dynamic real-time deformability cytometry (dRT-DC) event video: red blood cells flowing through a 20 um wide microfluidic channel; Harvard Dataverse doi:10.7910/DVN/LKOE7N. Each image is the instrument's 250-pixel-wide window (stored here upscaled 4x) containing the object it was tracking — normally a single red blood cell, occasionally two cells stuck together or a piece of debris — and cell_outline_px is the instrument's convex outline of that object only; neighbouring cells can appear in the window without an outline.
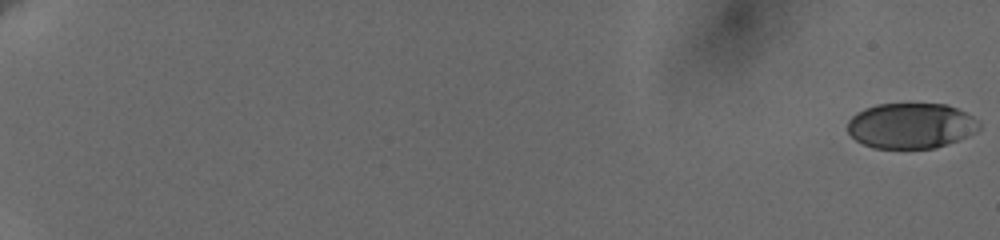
{"species": "human", "species_latin": "Homo sapiens", "temperature_condition": "cold", "stored_images_in_passage": 17, "camera_frame_rate_fps": 3000, "um_per_image_px": 0.085, "donor": {"sex": "female"}, "frame": {"image": 1, "passage_image": 1, "time_ms": 0.0, "image_size_px": [1000, 240], "cell_outline_px": [[980, 128], [956, 140], [936, 148], [872, 148], [856, 140], [848, 132], [848, 120], [856, 112], [864, 108], [876, 104], [944, 104], [956, 108], [972, 116], [980, 124]], "centroid_in_image_um": [77.37, 10.68], "position_along_channel_um": 7.6, "area_um2": 34.56}}
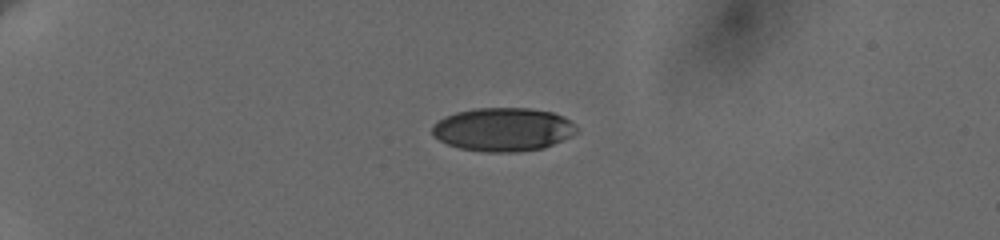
{"frame": {"image": 2, "passage_image": 10, "time_ms": 5.667, "image_size_px": [1000, 240], "cell_outline_px": [[576, 132], [544, 148], [516, 152], [484, 152], [460, 148], [448, 144], [432, 136], [432, 128], [444, 116], [456, 112], [472, 108], [528, 108], [552, 112], [564, 116], [576, 128]], "centroid_in_image_um": [42.72, 11.0], "position_along_channel_um": 42.3, "area_um2": 36.3}}
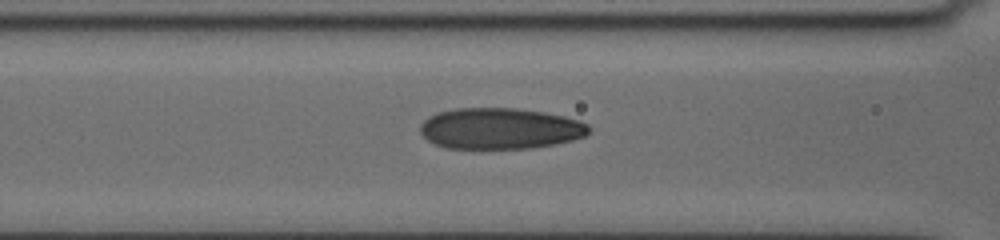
{"frame": {"image": 3, "passage_image": 17, "time_ms": 9.667, "image_size_px": [1000, 240], "cell_outline_px": [[592, 128], [584, 136], [572, 140], [532, 148], [444, 148], [428, 140], [420, 132], [420, 124], [428, 116], [436, 112], [456, 108], [516, 108], [544, 112], [564, 116], [580, 120], [588, 124]], "centroid_in_image_um": [42.49, 10.91], "position_along_channel_um": 124.1, "area_um2": 40.52}}